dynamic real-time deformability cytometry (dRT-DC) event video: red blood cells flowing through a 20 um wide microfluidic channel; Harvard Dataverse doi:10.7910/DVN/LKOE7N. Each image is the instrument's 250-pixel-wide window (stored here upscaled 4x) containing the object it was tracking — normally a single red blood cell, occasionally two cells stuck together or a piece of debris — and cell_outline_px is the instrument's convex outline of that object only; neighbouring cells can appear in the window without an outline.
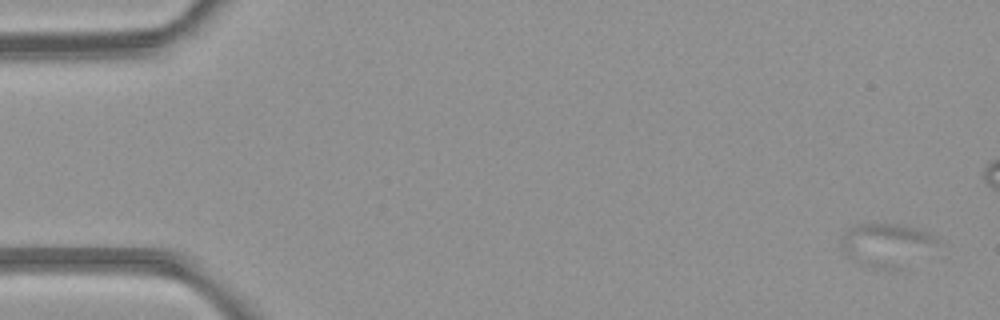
{"species": "common noctule bat (a hibernating species)", "species_latin": "Nyctalus noctula", "temperature_condition": "room temperature", "stored_images_in_passage": 6, "camera_frame_rate_fps": 3000, "um_per_image_px": 0.085, "animal": {"sex": "female", "body_mass_g": 21.9}, "frame": {"image": 1, "passage_image": 2, "time_ms": 1.0, "image_size_px": [1000, 320], "cell_outline_px": [[936, 240], [904, 268], [872, 268], [860, 264], [848, 256], [840, 248], [840, 244], [844, 232], [848, 228], [860, 224], [904, 224], [928, 232]], "centroid_in_image_um": [75.22, 20.79], "position_along_channel_um": 9.8, "area_um2": 23.35}}